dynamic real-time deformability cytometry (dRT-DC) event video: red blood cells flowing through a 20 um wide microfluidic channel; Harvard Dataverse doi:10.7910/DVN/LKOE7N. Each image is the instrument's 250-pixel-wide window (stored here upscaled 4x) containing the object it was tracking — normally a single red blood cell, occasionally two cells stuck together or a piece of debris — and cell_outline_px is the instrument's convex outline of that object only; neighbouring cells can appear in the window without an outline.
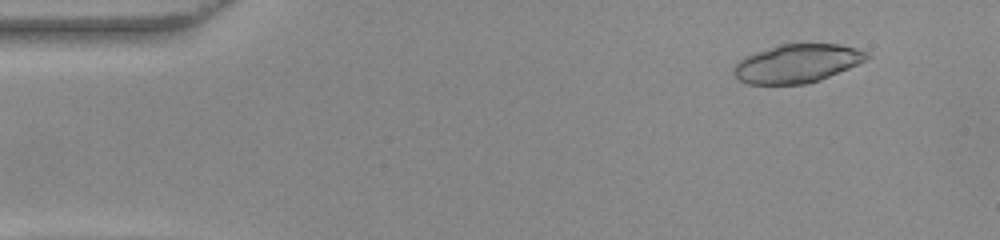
{"species": "common noctule bat (a hibernating species)", "species_latin": "Nyctalus noctula", "temperature_condition": "warm", "stored_images_in_passage": 52, "camera_frame_rate_fps": 3000, "um_per_image_px": 0.085, "animal": {"sex": "female", "body_mass_g": 22.0, "forearm_length_mm": 56.7}, "frame": {"image": 1, "passage_image": 5, "time_ms": 1.333, "image_size_px": [1000, 240], "cell_outline_px": [[868, 56], [864, 60], [848, 68], [820, 80], [808, 84], [748, 84], [740, 80], [732, 72], [732, 68], [744, 56], [780, 44], [840, 44], [860, 48], [868, 52]], "centroid_in_image_um": [67.74, 5.39], "position_along_channel_um": 17.3, "area_um2": 29.71}}